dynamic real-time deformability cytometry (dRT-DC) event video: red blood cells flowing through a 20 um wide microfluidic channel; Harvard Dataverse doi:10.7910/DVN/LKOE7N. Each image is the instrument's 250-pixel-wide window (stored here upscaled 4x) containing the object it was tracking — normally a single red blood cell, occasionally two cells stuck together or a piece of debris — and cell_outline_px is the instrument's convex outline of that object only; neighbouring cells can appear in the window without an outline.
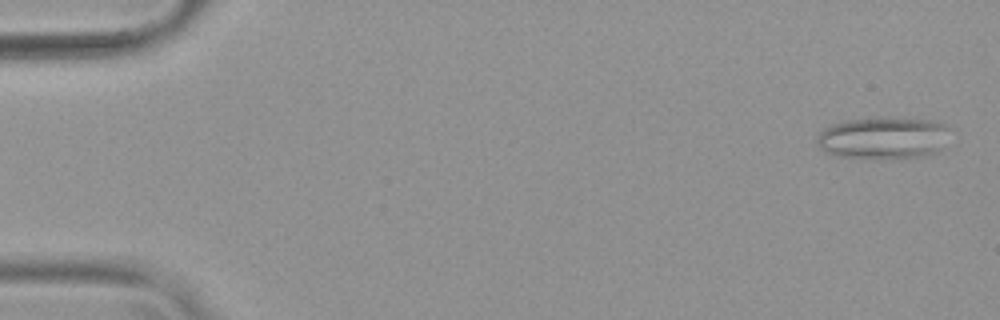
{"species": "common noctule bat (a hibernating species)", "species_latin": "Nyctalus noctula", "temperature_condition": "warm", "stored_images_in_passage": 53, "camera_frame_rate_fps": 3000, "um_per_image_px": 0.085, "animal": {"sex": "female", "body_mass_g": 19.9}, "frame": {"image": 1, "passage_image": 2, "time_ms": 0.333, "image_size_px": [1000, 320], "cell_outline_px": [[944, 128], [940, 148], [936, 152], [920, 156], [900, 160], [880, 160], [836, 156], [824, 152], [816, 144], [816, 136], [824, 128], [832, 124], [844, 120], [872, 116], [880, 116], [936, 120], [944, 124]], "centroid_in_image_um": [74.94, 11.73], "position_along_channel_um": 10.1, "area_um2": 33.35}}
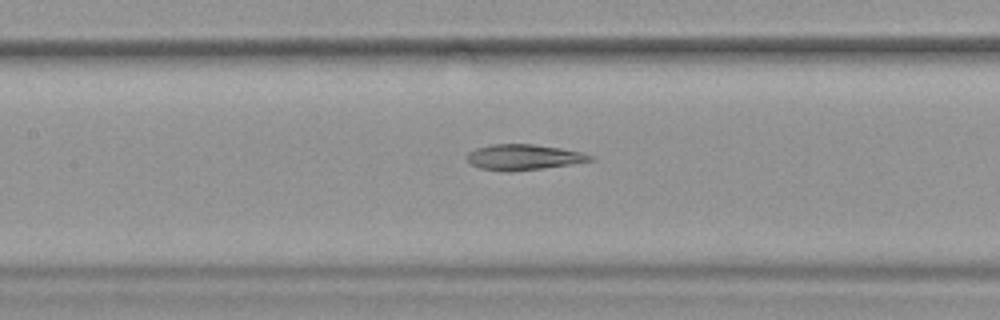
{"frame": {"image": 2, "passage_image": 25, "time_ms": 8.0, "image_size_px": [1000, 320], "cell_outline_px": [[596, 160], [540, 168], [508, 172], [504, 172], [480, 168], [472, 164], [468, 160], [468, 152], [476, 148], [492, 144], [532, 144], [560, 148], [580, 152], [596, 156]], "centroid_in_image_um": [44.51, 13.35], "position_along_channel_um": 162.9, "area_um2": 18.21}}
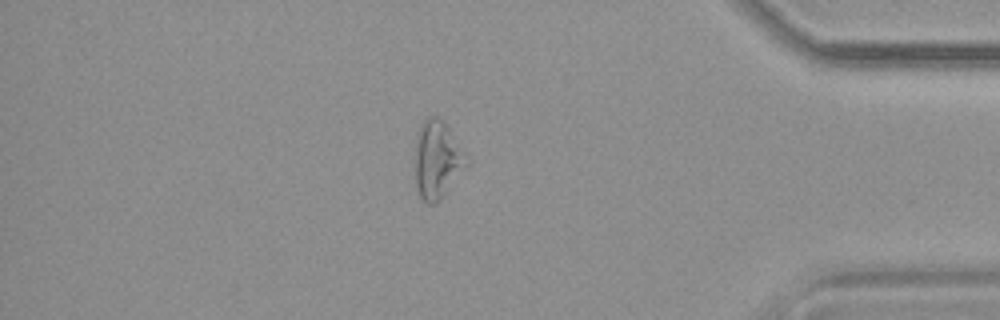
{"frame": {"image": 3, "passage_image": 46, "time_ms": 15.0, "image_size_px": [1000, 320], "cell_outline_px": [[468, 160], [440, 200], [436, 204], [428, 204], [420, 196], [416, 188], [416, 136], [420, 124], [428, 116], [436, 116], [448, 128], [468, 156]], "centroid_in_image_um": [37.13, 13.56], "position_along_channel_um": 398.1, "area_um2": 22.66}, "authors_computed_cell_mechanics": {"area_um2": 21.2704, "velocity_mm_per_s": 3.8009, "shape_relaxation_time_tau1_ms": null, "shape_relaxation_time_tau2_ms": 3.8486, "deformation_change_tau1": null, "deformation_change_tau2": 0.1368}}